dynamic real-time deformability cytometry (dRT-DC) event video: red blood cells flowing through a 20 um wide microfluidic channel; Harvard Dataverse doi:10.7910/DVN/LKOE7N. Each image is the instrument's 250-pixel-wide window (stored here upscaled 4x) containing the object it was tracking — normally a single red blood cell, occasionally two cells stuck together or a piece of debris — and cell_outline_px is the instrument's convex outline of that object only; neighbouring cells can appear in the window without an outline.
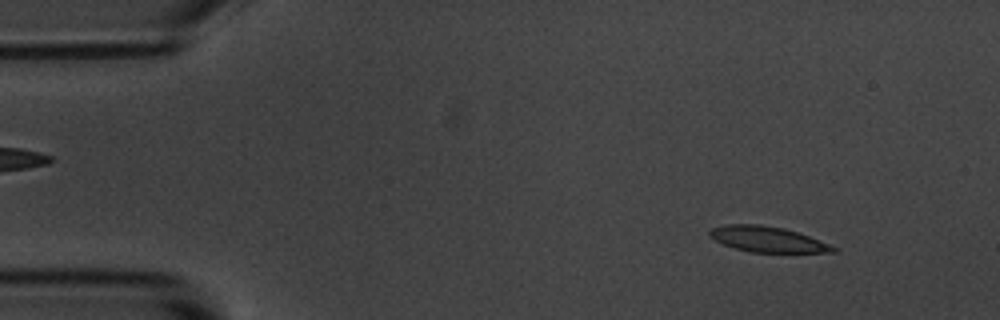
{"species": "common noctule bat (a hibernating species)", "species_latin": "Nyctalus noctula", "temperature_condition": "room temperature", "stored_images_in_passage": 3, "camera_frame_rate_fps": 3000, "um_per_image_px": 0.085, "animal": {"sex": "male", "body_mass_g": 20.1, "forearm_length_mm": 53.5}, "frame": {"image": 1, "passage_image": 1, "time_ms": 0.0, "image_size_px": [1000, 320], "cell_outline_px": [[840, 252], [752, 252], [736, 248], [724, 244], [708, 236], [708, 232], [712, 228], [724, 224], [760, 224], [784, 228], [808, 236], [840, 248]], "centroid_in_image_um": [65.25, 20.33], "position_along_channel_um": 19.7, "area_um2": 18.32}}
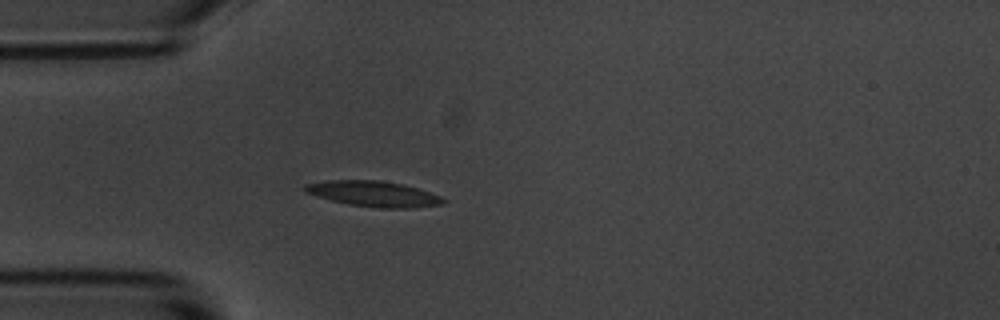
{"frame": {"image": 2, "passage_image": 3, "time_ms": 3.0, "image_size_px": [1000, 320], "cell_outline_px": [[448, 200], [444, 204], [416, 208], [380, 208], [348, 204], [316, 196], [304, 192], [304, 184], [328, 180], [380, 180], [404, 184], [440, 196]], "centroid_in_image_um": [31.77, 16.48], "position_along_channel_um": 53.2, "area_um2": 20.69}}